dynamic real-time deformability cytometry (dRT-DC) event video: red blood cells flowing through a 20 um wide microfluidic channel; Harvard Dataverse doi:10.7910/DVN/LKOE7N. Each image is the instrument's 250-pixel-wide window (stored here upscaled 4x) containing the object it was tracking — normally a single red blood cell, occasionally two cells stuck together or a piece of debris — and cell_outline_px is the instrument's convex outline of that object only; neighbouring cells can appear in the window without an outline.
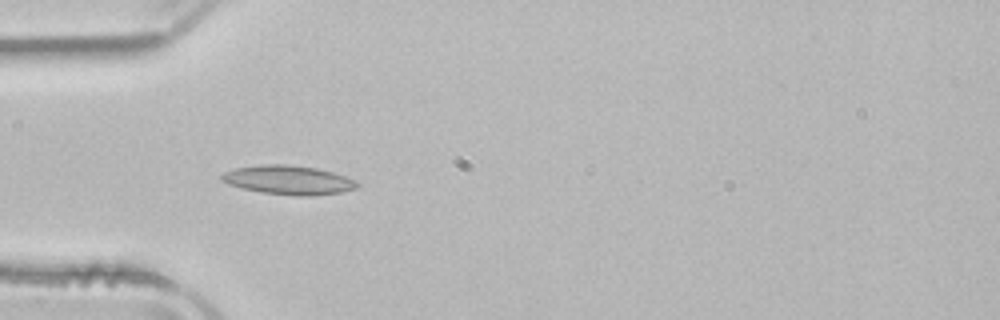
{"species": "common noctule bat (a hibernating species)", "species_latin": "Nyctalus noctula", "temperature_condition": "room temperature", "stored_images_in_passage": 37, "camera_frame_rate_fps": 3000, "um_per_image_px": 0.085, "animal": {"sex": "male", "body_mass_g": 21.5, "forearm_length_mm": 52.0}, "frame": {"image": 1, "passage_image": 1, "time_ms": 0.0, "image_size_px": [1000, 320], "cell_outline_px": [[360, 184], [356, 188], [340, 192], [312, 196], [296, 196], [260, 192], [240, 188], [228, 184], [220, 180], [220, 176], [224, 172], [236, 168], [260, 164], [288, 164], [316, 168], [332, 172], [356, 180]], "centroid_in_image_um": [24.49, 15.3], "position_along_channel_um": 60.5, "area_um2": 23.06}}
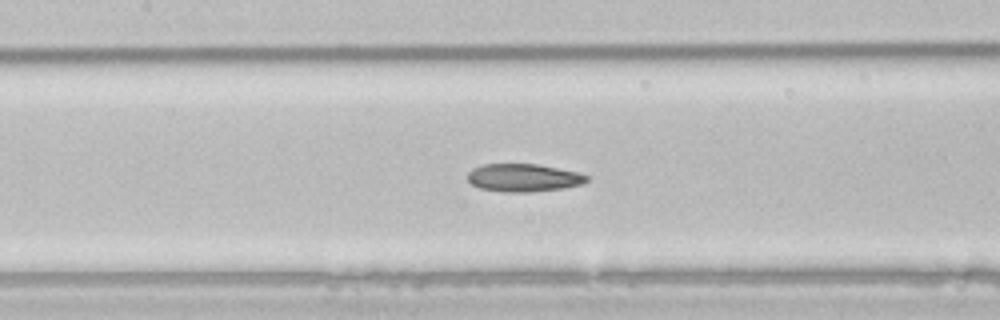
{"frame": {"image": 2, "passage_image": 9, "time_ms": 2.667, "image_size_px": [1000, 320], "cell_outline_px": [[588, 180], [584, 184], [564, 188], [532, 192], [500, 192], [480, 188], [472, 184], [468, 180], [468, 172], [472, 168], [484, 164], [536, 164], [580, 172], [588, 176]], "centroid_in_image_um": [44.52, 15.11], "position_along_channel_um": 162.9, "area_um2": 19.54}}
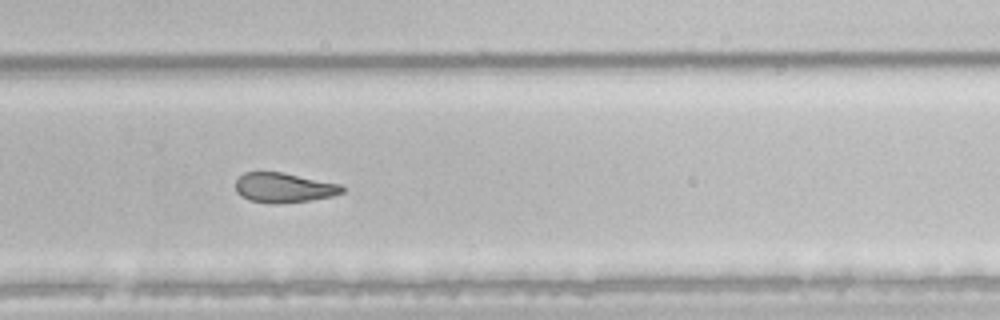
{"frame": {"image": 3, "passage_image": 20, "time_ms": 6.333, "image_size_px": [1000, 320], "cell_outline_px": [[344, 192], [332, 196], [312, 200], [276, 204], [272, 204], [248, 200], [240, 196], [236, 192], [236, 180], [244, 172], [284, 172], [340, 184], [344, 188]], "centroid_in_image_um": [24.11, 15.96], "position_along_channel_um": 305.7, "area_um2": 18.67}, "authors_computed_cell_mechanics": {"area_um2": 19.8254, "velocity_mm_per_s": 3.9192, "shape_relaxation_time_tau1_ms": null, "shape_relaxation_time_tau2_ms": 3.4422, "deformation_change_tau1": null, "deformation_change_tau2": 0.1037}}